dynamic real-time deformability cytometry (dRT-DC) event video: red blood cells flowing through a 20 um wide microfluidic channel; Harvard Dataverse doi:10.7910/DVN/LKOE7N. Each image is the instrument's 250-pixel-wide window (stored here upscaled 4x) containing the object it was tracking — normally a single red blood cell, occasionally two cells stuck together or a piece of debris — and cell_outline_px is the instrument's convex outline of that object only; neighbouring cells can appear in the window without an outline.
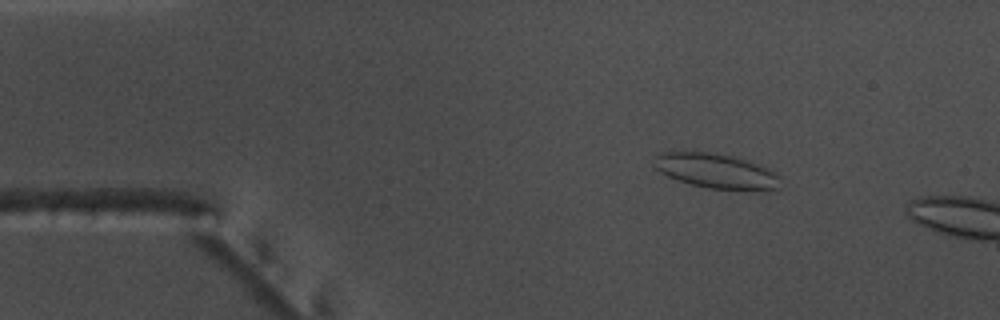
{"species": "common noctule bat (a hibernating species)", "species_latin": "Nyctalus noctula", "temperature_condition": "warm", "stored_images_in_passage": 10, "camera_frame_rate_fps": 3000, "um_per_image_px": 0.085, "animal": {"sex": "male", "body_mass_g": 17.5, "forearm_length_mm": 52.3}, "frame": {"image": 1, "passage_image": 7, "time_ms": 2.0, "image_size_px": [1000, 320], "cell_outline_px": [[780, 188], [744, 192], [708, 188], [692, 184], [668, 176], [656, 168], [656, 152], [716, 152], [736, 156], [768, 168], [776, 172]], "centroid_in_image_um": [60.94, 14.55], "position_along_channel_um": 24.1, "area_um2": 25.84}}